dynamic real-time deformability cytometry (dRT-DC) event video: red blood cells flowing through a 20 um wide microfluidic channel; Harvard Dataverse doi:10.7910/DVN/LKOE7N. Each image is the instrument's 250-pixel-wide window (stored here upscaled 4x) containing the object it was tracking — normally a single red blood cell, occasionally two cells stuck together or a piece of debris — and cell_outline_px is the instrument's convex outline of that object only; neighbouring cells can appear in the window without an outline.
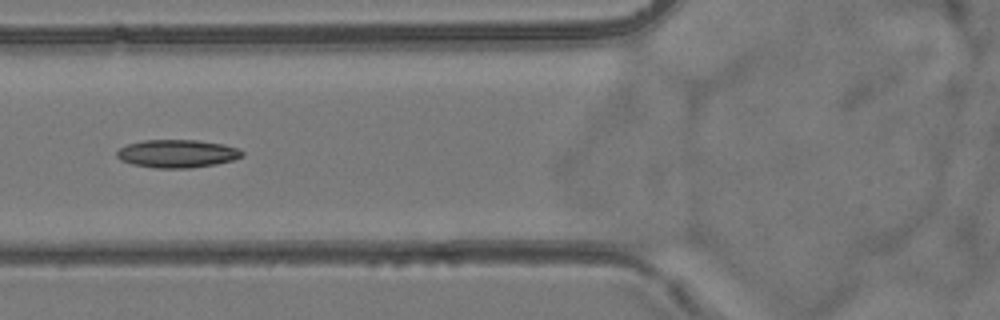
{"species": "common noctule bat (a hibernating species)", "species_latin": "Nyctalus noctula", "temperature_condition": "room temperature", "stored_images_in_passage": 8, "camera_frame_rate_fps": 3000, "um_per_image_px": 0.085, "animal": {"sex": "female", "body_mass_g": 24.6, "forearm_length_mm": 56.2}, "frame": {"image": 1, "passage_image": 7, "time_ms": 7.0, "image_size_px": [1000, 320], "cell_outline_px": [[244, 156], [232, 160], [216, 164], [188, 168], [156, 168], [132, 164], [120, 160], [116, 156], [116, 152], [120, 148], [128, 144], [144, 140], [196, 140], [224, 144], [236, 148], [244, 152]], "centroid_in_image_um": [15.05, 13.06], "position_along_channel_um": 110.7, "area_um2": 20.4}}
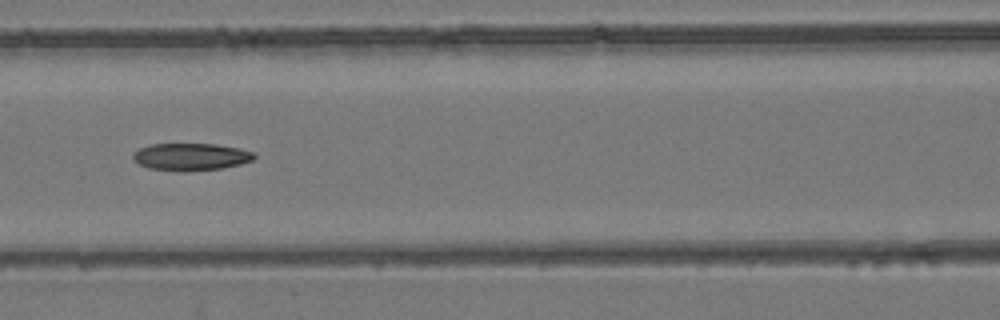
{"frame": {"image": 2, "passage_image": 8, "time_ms": 8.0, "image_size_px": [1000, 320], "cell_outline_px": [[256, 156], [252, 160], [240, 164], [224, 168], [184, 172], [180, 172], [148, 168], [132, 160], [132, 152], [140, 148], [152, 144], [216, 144], [240, 148], [256, 152]], "centroid_in_image_um": [16.22, 13.33], "position_along_channel_um": 150.4, "area_um2": 19.59}}